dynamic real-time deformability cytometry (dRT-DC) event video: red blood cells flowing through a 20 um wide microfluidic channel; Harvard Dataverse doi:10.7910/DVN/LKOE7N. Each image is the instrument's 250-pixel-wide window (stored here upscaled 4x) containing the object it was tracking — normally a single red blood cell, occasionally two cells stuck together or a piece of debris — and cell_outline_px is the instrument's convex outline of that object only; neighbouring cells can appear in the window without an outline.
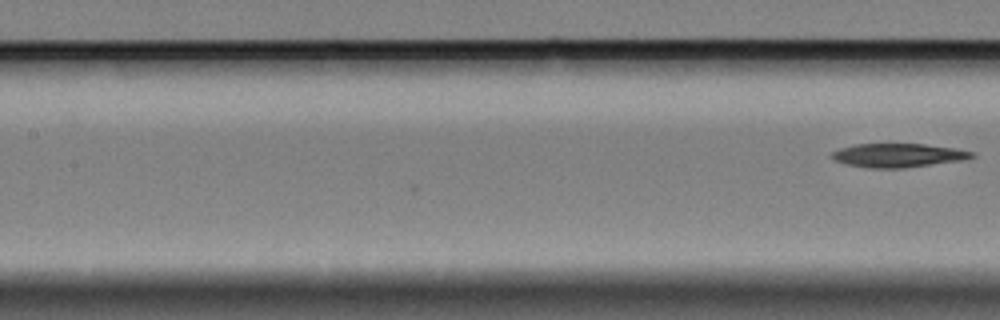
{"species": "Egyptian fruit bat (a non-hibernating species)", "species_latin": "Rousettus aegyptiacus", "temperature_condition": "cold", "stored_images_in_passage": 6, "camera_frame_rate_fps": 3000, "um_per_image_px": 0.085, "animal": {"sex": "female"}, "frame": {"image": 1, "passage_image": 6, "time_ms": 1.667, "image_size_px": [1000, 320], "cell_outline_px": [[976, 156], [964, 160], [904, 168], [868, 168], [848, 164], [832, 160], [828, 156], [832, 152], [840, 148], [856, 144], [924, 144], [956, 148], [976, 152]], "centroid_in_image_um": [76.35, 13.2], "position_along_channel_um": 131.0, "area_um2": 19.59}}